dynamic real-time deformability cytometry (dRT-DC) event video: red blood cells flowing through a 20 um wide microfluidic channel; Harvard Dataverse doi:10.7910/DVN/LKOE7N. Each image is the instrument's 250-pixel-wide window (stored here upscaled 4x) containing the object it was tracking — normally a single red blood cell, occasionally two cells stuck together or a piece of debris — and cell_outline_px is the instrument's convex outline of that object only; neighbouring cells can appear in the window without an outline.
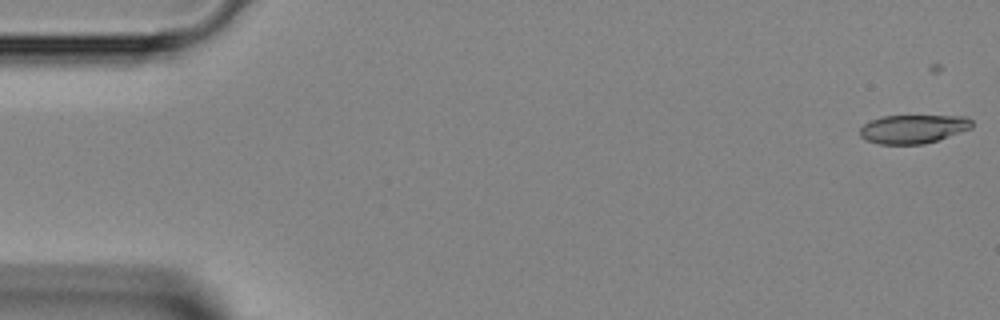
{"species": "Egyptian fruit bat (a non-hibernating species)", "species_latin": "Rousettus aegyptiacus", "temperature_condition": "room temperature", "stored_images_in_passage": 16, "camera_frame_rate_fps": 3000, "um_per_image_px": 0.085, "animal": {"sex": "female"}, "frame": {"image": 1, "passage_image": 2, "time_ms": 0.333, "image_size_px": [1000, 320], "cell_outline_px": [[972, 128], [924, 144], [880, 144], [864, 140], [860, 136], [860, 128], [864, 124], [872, 120], [884, 116], [968, 116], [972, 120]], "centroid_in_image_um": [77.61, 10.96], "position_along_channel_um": 7.4, "area_um2": 18.61}}
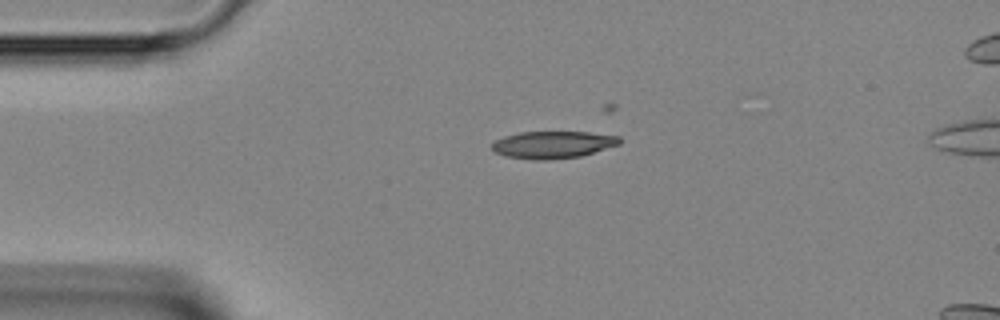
{"frame": {"image": 2, "passage_image": 11, "time_ms": 3.333, "image_size_px": [1000, 320], "cell_outline_px": [[620, 144], [580, 156], [544, 160], [532, 160], [508, 156], [496, 152], [492, 148], [492, 144], [496, 140], [504, 136], [520, 132], [588, 132], [620, 136]], "centroid_in_image_um": [47.0, 12.29], "position_along_channel_um": 38.0, "area_um2": 20.0}}